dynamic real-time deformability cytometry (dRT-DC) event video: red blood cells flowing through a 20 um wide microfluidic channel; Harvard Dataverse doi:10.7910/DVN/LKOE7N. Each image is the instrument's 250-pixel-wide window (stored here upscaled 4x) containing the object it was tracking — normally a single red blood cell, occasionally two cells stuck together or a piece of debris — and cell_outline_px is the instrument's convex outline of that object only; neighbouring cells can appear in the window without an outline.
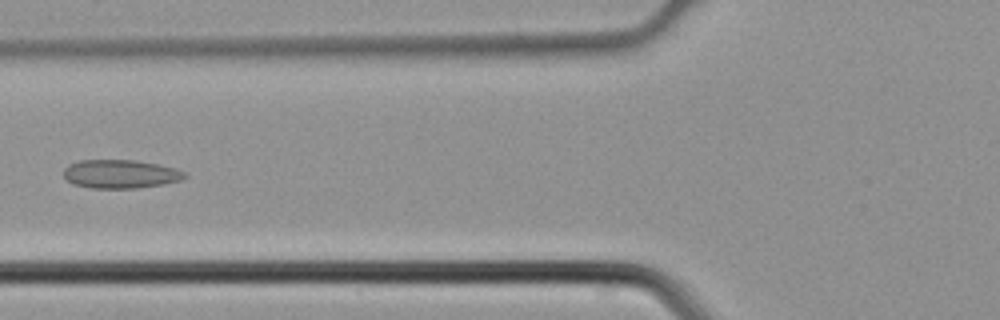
{"species": "common noctule bat (a hibernating species)", "species_latin": "Nyctalus noctula", "temperature_condition": "cold", "stored_images_in_passage": 4, "camera_frame_rate_fps": 3000, "um_per_image_px": 0.085, "animal": {"sex": "male", "body_mass_g": 21.5, "forearm_length_mm": 52.0}, "frame": {"image": 1, "passage_image": 4, "time_ms": 1.0, "image_size_px": [1000, 320], "cell_outline_px": [[188, 176], [180, 180], [164, 184], [136, 188], [92, 188], [72, 184], [64, 176], [64, 168], [68, 164], [80, 160], [136, 160], [176, 168], [184, 172]], "centroid_in_image_um": [10.22, 14.79], "position_along_channel_um": 115.6, "area_um2": 20.17}}